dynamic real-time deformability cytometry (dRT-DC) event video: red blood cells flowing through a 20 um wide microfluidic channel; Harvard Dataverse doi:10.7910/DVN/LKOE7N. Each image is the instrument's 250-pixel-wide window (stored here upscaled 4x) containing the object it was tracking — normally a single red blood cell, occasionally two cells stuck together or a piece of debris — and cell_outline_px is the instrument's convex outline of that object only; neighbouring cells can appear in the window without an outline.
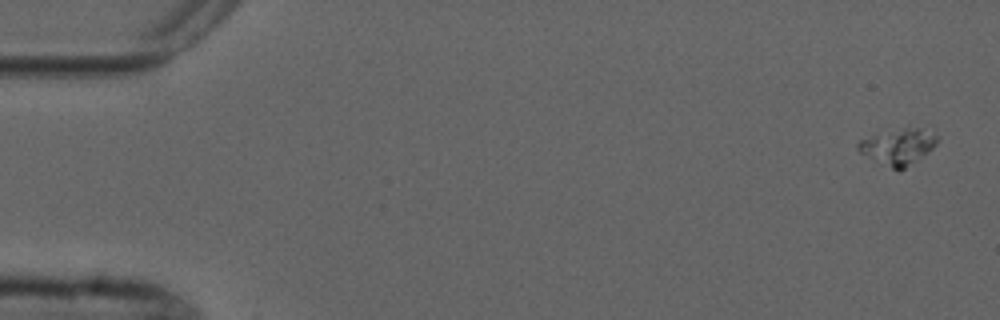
{"species": "common noctule bat (a hibernating species)", "species_latin": "Nyctalus noctula", "temperature_condition": "cold", "stored_images_in_passage": 6, "camera_frame_rate_fps": 3000, "um_per_image_px": 0.085, "animal": {"sex": "male", "forearm_length_mm": 52.5}, "frame": {"image": 1, "passage_image": 1, "time_ms": 0.0, "image_size_px": [1000, 320], "cell_outline_px": [[936, 144], [928, 152], [904, 168], [892, 168], [860, 152], [856, 148], [856, 144], [860, 140], [876, 132], [908, 124], [920, 128], [936, 136]], "centroid_in_image_um": [76.29, 12.37], "position_along_channel_um": 8.7, "area_um2": 16.59}}
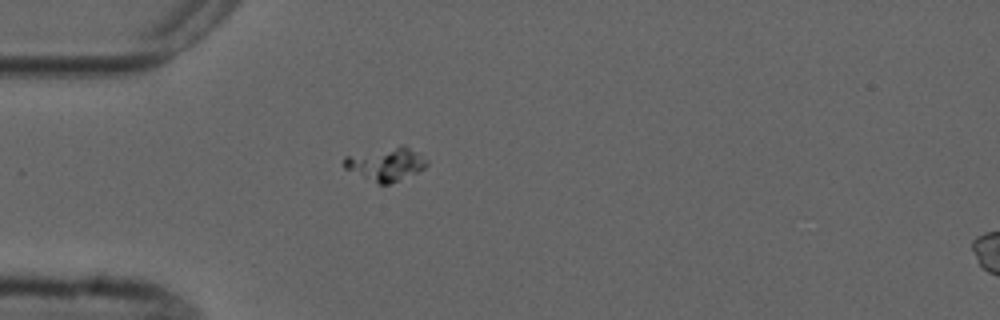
{"frame": {"image": 2, "passage_image": 5, "time_ms": 4.667, "image_size_px": [1000, 320], "cell_outline_px": [[428, 164], [424, 168], [416, 172], [388, 184], [380, 184], [344, 168], [344, 156], [400, 144], [404, 144], [420, 152], [428, 160]], "centroid_in_image_um": [32.84, 13.89], "position_along_channel_um": 52.2, "area_um2": 16.07}}